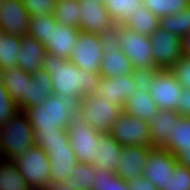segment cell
I'll use <instances>...</instances> for the list:
<instances>
[{"instance_id":"21","label":"cell","mask_w":190,"mask_h":190,"mask_svg":"<svg viewBox=\"0 0 190 190\" xmlns=\"http://www.w3.org/2000/svg\"><path fill=\"white\" fill-rule=\"evenodd\" d=\"M32 74L25 72L20 67L3 69L2 84L10 94V98L20 108L28 99L29 79Z\"/></svg>"},{"instance_id":"18","label":"cell","mask_w":190,"mask_h":190,"mask_svg":"<svg viewBox=\"0 0 190 190\" xmlns=\"http://www.w3.org/2000/svg\"><path fill=\"white\" fill-rule=\"evenodd\" d=\"M134 91L136 85L131 74H124L111 78L101 77L97 94L123 107L126 100L133 97Z\"/></svg>"},{"instance_id":"7","label":"cell","mask_w":190,"mask_h":190,"mask_svg":"<svg viewBox=\"0 0 190 190\" xmlns=\"http://www.w3.org/2000/svg\"><path fill=\"white\" fill-rule=\"evenodd\" d=\"M78 162L93 163L97 156L100 131L76 115L66 128Z\"/></svg>"},{"instance_id":"41","label":"cell","mask_w":190,"mask_h":190,"mask_svg":"<svg viewBox=\"0 0 190 190\" xmlns=\"http://www.w3.org/2000/svg\"><path fill=\"white\" fill-rule=\"evenodd\" d=\"M30 17L53 14L57 0H21Z\"/></svg>"},{"instance_id":"47","label":"cell","mask_w":190,"mask_h":190,"mask_svg":"<svg viewBox=\"0 0 190 190\" xmlns=\"http://www.w3.org/2000/svg\"><path fill=\"white\" fill-rule=\"evenodd\" d=\"M183 56L190 57V32L181 38Z\"/></svg>"},{"instance_id":"20","label":"cell","mask_w":190,"mask_h":190,"mask_svg":"<svg viewBox=\"0 0 190 190\" xmlns=\"http://www.w3.org/2000/svg\"><path fill=\"white\" fill-rule=\"evenodd\" d=\"M180 115L174 110H159L149 122L151 147L164 148L171 137Z\"/></svg>"},{"instance_id":"31","label":"cell","mask_w":190,"mask_h":190,"mask_svg":"<svg viewBox=\"0 0 190 190\" xmlns=\"http://www.w3.org/2000/svg\"><path fill=\"white\" fill-rule=\"evenodd\" d=\"M182 147L190 148V117L186 116L180 117L164 148L175 155Z\"/></svg>"},{"instance_id":"11","label":"cell","mask_w":190,"mask_h":190,"mask_svg":"<svg viewBox=\"0 0 190 190\" xmlns=\"http://www.w3.org/2000/svg\"><path fill=\"white\" fill-rule=\"evenodd\" d=\"M149 38L154 62L158 68L170 69L183 57L181 38L178 35L158 27Z\"/></svg>"},{"instance_id":"2","label":"cell","mask_w":190,"mask_h":190,"mask_svg":"<svg viewBox=\"0 0 190 190\" xmlns=\"http://www.w3.org/2000/svg\"><path fill=\"white\" fill-rule=\"evenodd\" d=\"M35 145L48 154L50 161V180L62 182L72 177L73 167L78 163L71 147L66 129L49 132H35Z\"/></svg>"},{"instance_id":"9","label":"cell","mask_w":190,"mask_h":190,"mask_svg":"<svg viewBox=\"0 0 190 190\" xmlns=\"http://www.w3.org/2000/svg\"><path fill=\"white\" fill-rule=\"evenodd\" d=\"M121 51L131 60L133 69L156 68L149 36L121 25Z\"/></svg>"},{"instance_id":"24","label":"cell","mask_w":190,"mask_h":190,"mask_svg":"<svg viewBox=\"0 0 190 190\" xmlns=\"http://www.w3.org/2000/svg\"><path fill=\"white\" fill-rule=\"evenodd\" d=\"M51 83L52 79L47 70L40 69L35 72L29 79L28 99L19 110L24 111L26 108L36 106L44 101L53 93Z\"/></svg>"},{"instance_id":"1","label":"cell","mask_w":190,"mask_h":190,"mask_svg":"<svg viewBox=\"0 0 190 190\" xmlns=\"http://www.w3.org/2000/svg\"><path fill=\"white\" fill-rule=\"evenodd\" d=\"M51 76V89L65 101L78 105L82 97L98 92L100 72H88L67 59L47 53L42 64Z\"/></svg>"},{"instance_id":"3","label":"cell","mask_w":190,"mask_h":190,"mask_svg":"<svg viewBox=\"0 0 190 190\" xmlns=\"http://www.w3.org/2000/svg\"><path fill=\"white\" fill-rule=\"evenodd\" d=\"M24 112L34 132H49L66 129L77 115V105L52 93L38 105L26 108Z\"/></svg>"},{"instance_id":"42","label":"cell","mask_w":190,"mask_h":190,"mask_svg":"<svg viewBox=\"0 0 190 190\" xmlns=\"http://www.w3.org/2000/svg\"><path fill=\"white\" fill-rule=\"evenodd\" d=\"M121 24L115 25L110 31L100 35V45L103 52L121 50Z\"/></svg>"},{"instance_id":"32","label":"cell","mask_w":190,"mask_h":190,"mask_svg":"<svg viewBox=\"0 0 190 190\" xmlns=\"http://www.w3.org/2000/svg\"><path fill=\"white\" fill-rule=\"evenodd\" d=\"M159 27L180 38L190 32V5L180 13L170 14L159 19Z\"/></svg>"},{"instance_id":"8","label":"cell","mask_w":190,"mask_h":190,"mask_svg":"<svg viewBox=\"0 0 190 190\" xmlns=\"http://www.w3.org/2000/svg\"><path fill=\"white\" fill-rule=\"evenodd\" d=\"M112 136L122 147H151L149 122L122 112L116 119L111 130Z\"/></svg>"},{"instance_id":"35","label":"cell","mask_w":190,"mask_h":190,"mask_svg":"<svg viewBox=\"0 0 190 190\" xmlns=\"http://www.w3.org/2000/svg\"><path fill=\"white\" fill-rule=\"evenodd\" d=\"M190 5V0H143V6L161 18L180 13Z\"/></svg>"},{"instance_id":"33","label":"cell","mask_w":190,"mask_h":190,"mask_svg":"<svg viewBox=\"0 0 190 190\" xmlns=\"http://www.w3.org/2000/svg\"><path fill=\"white\" fill-rule=\"evenodd\" d=\"M94 186L91 190H130L128 183L117 177L108 167H94Z\"/></svg>"},{"instance_id":"36","label":"cell","mask_w":190,"mask_h":190,"mask_svg":"<svg viewBox=\"0 0 190 190\" xmlns=\"http://www.w3.org/2000/svg\"><path fill=\"white\" fill-rule=\"evenodd\" d=\"M51 21H56L53 14L31 17L28 34L46 46L50 38Z\"/></svg>"},{"instance_id":"40","label":"cell","mask_w":190,"mask_h":190,"mask_svg":"<svg viewBox=\"0 0 190 190\" xmlns=\"http://www.w3.org/2000/svg\"><path fill=\"white\" fill-rule=\"evenodd\" d=\"M170 71L183 89L190 90V57L183 56L170 68Z\"/></svg>"},{"instance_id":"12","label":"cell","mask_w":190,"mask_h":190,"mask_svg":"<svg viewBox=\"0 0 190 190\" xmlns=\"http://www.w3.org/2000/svg\"><path fill=\"white\" fill-rule=\"evenodd\" d=\"M148 92L160 110H174L182 99L183 88L170 69H160Z\"/></svg>"},{"instance_id":"25","label":"cell","mask_w":190,"mask_h":190,"mask_svg":"<svg viewBox=\"0 0 190 190\" xmlns=\"http://www.w3.org/2000/svg\"><path fill=\"white\" fill-rule=\"evenodd\" d=\"M133 71L131 60L121 50L103 52L100 74L103 78L118 77L131 74Z\"/></svg>"},{"instance_id":"29","label":"cell","mask_w":190,"mask_h":190,"mask_svg":"<svg viewBox=\"0 0 190 190\" xmlns=\"http://www.w3.org/2000/svg\"><path fill=\"white\" fill-rule=\"evenodd\" d=\"M21 45V37L4 33L0 38V66L3 69H14Z\"/></svg>"},{"instance_id":"49","label":"cell","mask_w":190,"mask_h":190,"mask_svg":"<svg viewBox=\"0 0 190 190\" xmlns=\"http://www.w3.org/2000/svg\"><path fill=\"white\" fill-rule=\"evenodd\" d=\"M4 31L0 29V38H2Z\"/></svg>"},{"instance_id":"46","label":"cell","mask_w":190,"mask_h":190,"mask_svg":"<svg viewBox=\"0 0 190 190\" xmlns=\"http://www.w3.org/2000/svg\"><path fill=\"white\" fill-rule=\"evenodd\" d=\"M43 190H79V189L69 188L68 185L64 184V181L57 182L50 180L49 183L44 186Z\"/></svg>"},{"instance_id":"48","label":"cell","mask_w":190,"mask_h":190,"mask_svg":"<svg viewBox=\"0 0 190 190\" xmlns=\"http://www.w3.org/2000/svg\"><path fill=\"white\" fill-rule=\"evenodd\" d=\"M3 78V68L0 66V83H2Z\"/></svg>"},{"instance_id":"19","label":"cell","mask_w":190,"mask_h":190,"mask_svg":"<svg viewBox=\"0 0 190 190\" xmlns=\"http://www.w3.org/2000/svg\"><path fill=\"white\" fill-rule=\"evenodd\" d=\"M20 46L17 66L32 75L42 69L47 54L45 46L29 34L21 37Z\"/></svg>"},{"instance_id":"17","label":"cell","mask_w":190,"mask_h":190,"mask_svg":"<svg viewBox=\"0 0 190 190\" xmlns=\"http://www.w3.org/2000/svg\"><path fill=\"white\" fill-rule=\"evenodd\" d=\"M79 33V28H73L62 25L57 21H51L50 38L45 46L47 53L69 60Z\"/></svg>"},{"instance_id":"44","label":"cell","mask_w":190,"mask_h":190,"mask_svg":"<svg viewBox=\"0 0 190 190\" xmlns=\"http://www.w3.org/2000/svg\"><path fill=\"white\" fill-rule=\"evenodd\" d=\"M176 112L180 116L190 117V90L183 89L182 99L179 101V106L176 109Z\"/></svg>"},{"instance_id":"28","label":"cell","mask_w":190,"mask_h":190,"mask_svg":"<svg viewBox=\"0 0 190 190\" xmlns=\"http://www.w3.org/2000/svg\"><path fill=\"white\" fill-rule=\"evenodd\" d=\"M53 15L60 24L79 28L81 18L79 0H57Z\"/></svg>"},{"instance_id":"39","label":"cell","mask_w":190,"mask_h":190,"mask_svg":"<svg viewBox=\"0 0 190 190\" xmlns=\"http://www.w3.org/2000/svg\"><path fill=\"white\" fill-rule=\"evenodd\" d=\"M160 68L148 69H133L131 76L133 83L136 85V90L148 92L155 75L159 72Z\"/></svg>"},{"instance_id":"14","label":"cell","mask_w":190,"mask_h":190,"mask_svg":"<svg viewBox=\"0 0 190 190\" xmlns=\"http://www.w3.org/2000/svg\"><path fill=\"white\" fill-rule=\"evenodd\" d=\"M175 155L165 148L153 147L147 156L143 176L154 184L158 190H164L171 173L177 164Z\"/></svg>"},{"instance_id":"4","label":"cell","mask_w":190,"mask_h":190,"mask_svg":"<svg viewBox=\"0 0 190 190\" xmlns=\"http://www.w3.org/2000/svg\"><path fill=\"white\" fill-rule=\"evenodd\" d=\"M34 129L24 111L0 126L1 159L14 160L35 144Z\"/></svg>"},{"instance_id":"23","label":"cell","mask_w":190,"mask_h":190,"mask_svg":"<svg viewBox=\"0 0 190 190\" xmlns=\"http://www.w3.org/2000/svg\"><path fill=\"white\" fill-rule=\"evenodd\" d=\"M160 109L149 92L136 90L133 97L126 100L123 112L150 122Z\"/></svg>"},{"instance_id":"16","label":"cell","mask_w":190,"mask_h":190,"mask_svg":"<svg viewBox=\"0 0 190 190\" xmlns=\"http://www.w3.org/2000/svg\"><path fill=\"white\" fill-rule=\"evenodd\" d=\"M153 147L148 146H124L118 159V165L114 168V174L126 181H134L144 172L147 156Z\"/></svg>"},{"instance_id":"30","label":"cell","mask_w":190,"mask_h":190,"mask_svg":"<svg viewBox=\"0 0 190 190\" xmlns=\"http://www.w3.org/2000/svg\"><path fill=\"white\" fill-rule=\"evenodd\" d=\"M94 165L92 163L78 162L73 167L72 177L64 181L69 188L91 190L94 186Z\"/></svg>"},{"instance_id":"15","label":"cell","mask_w":190,"mask_h":190,"mask_svg":"<svg viewBox=\"0 0 190 190\" xmlns=\"http://www.w3.org/2000/svg\"><path fill=\"white\" fill-rule=\"evenodd\" d=\"M30 16L21 0H2L0 29L4 33L22 37L28 35Z\"/></svg>"},{"instance_id":"26","label":"cell","mask_w":190,"mask_h":190,"mask_svg":"<svg viewBox=\"0 0 190 190\" xmlns=\"http://www.w3.org/2000/svg\"><path fill=\"white\" fill-rule=\"evenodd\" d=\"M159 19L145 6H141L134 13L132 12L121 25L142 35L150 36L159 27Z\"/></svg>"},{"instance_id":"22","label":"cell","mask_w":190,"mask_h":190,"mask_svg":"<svg viewBox=\"0 0 190 190\" xmlns=\"http://www.w3.org/2000/svg\"><path fill=\"white\" fill-rule=\"evenodd\" d=\"M122 149L123 147L114 140L111 132H101L98 138L97 156L92 164L96 168L108 167L113 171L119 163Z\"/></svg>"},{"instance_id":"6","label":"cell","mask_w":190,"mask_h":190,"mask_svg":"<svg viewBox=\"0 0 190 190\" xmlns=\"http://www.w3.org/2000/svg\"><path fill=\"white\" fill-rule=\"evenodd\" d=\"M31 190H43L50 181L48 154L39 145H33L24 154L12 160Z\"/></svg>"},{"instance_id":"5","label":"cell","mask_w":190,"mask_h":190,"mask_svg":"<svg viewBox=\"0 0 190 190\" xmlns=\"http://www.w3.org/2000/svg\"><path fill=\"white\" fill-rule=\"evenodd\" d=\"M123 107L110 102L99 94L82 97L77 105V115L89 123L94 130L111 132L115 119Z\"/></svg>"},{"instance_id":"27","label":"cell","mask_w":190,"mask_h":190,"mask_svg":"<svg viewBox=\"0 0 190 190\" xmlns=\"http://www.w3.org/2000/svg\"><path fill=\"white\" fill-rule=\"evenodd\" d=\"M0 190H31L12 160L0 159Z\"/></svg>"},{"instance_id":"43","label":"cell","mask_w":190,"mask_h":190,"mask_svg":"<svg viewBox=\"0 0 190 190\" xmlns=\"http://www.w3.org/2000/svg\"><path fill=\"white\" fill-rule=\"evenodd\" d=\"M128 187L130 190H158V188L143 175L139 176L134 181L129 182Z\"/></svg>"},{"instance_id":"37","label":"cell","mask_w":190,"mask_h":190,"mask_svg":"<svg viewBox=\"0 0 190 190\" xmlns=\"http://www.w3.org/2000/svg\"><path fill=\"white\" fill-rule=\"evenodd\" d=\"M164 190H190V169L177 163Z\"/></svg>"},{"instance_id":"34","label":"cell","mask_w":190,"mask_h":190,"mask_svg":"<svg viewBox=\"0 0 190 190\" xmlns=\"http://www.w3.org/2000/svg\"><path fill=\"white\" fill-rule=\"evenodd\" d=\"M111 19L120 25L131 13L143 6V0H104Z\"/></svg>"},{"instance_id":"10","label":"cell","mask_w":190,"mask_h":190,"mask_svg":"<svg viewBox=\"0 0 190 190\" xmlns=\"http://www.w3.org/2000/svg\"><path fill=\"white\" fill-rule=\"evenodd\" d=\"M100 44V35L80 30L69 61L84 71L100 72L103 57V49Z\"/></svg>"},{"instance_id":"13","label":"cell","mask_w":190,"mask_h":190,"mask_svg":"<svg viewBox=\"0 0 190 190\" xmlns=\"http://www.w3.org/2000/svg\"><path fill=\"white\" fill-rule=\"evenodd\" d=\"M79 5L81 31L102 35L116 25L106 10L104 0H79Z\"/></svg>"},{"instance_id":"38","label":"cell","mask_w":190,"mask_h":190,"mask_svg":"<svg viewBox=\"0 0 190 190\" xmlns=\"http://www.w3.org/2000/svg\"><path fill=\"white\" fill-rule=\"evenodd\" d=\"M19 111L17 104L10 98V94L0 83V126Z\"/></svg>"},{"instance_id":"45","label":"cell","mask_w":190,"mask_h":190,"mask_svg":"<svg viewBox=\"0 0 190 190\" xmlns=\"http://www.w3.org/2000/svg\"><path fill=\"white\" fill-rule=\"evenodd\" d=\"M175 157L180 165L190 169V148L182 147L180 151L175 154Z\"/></svg>"}]
</instances>
